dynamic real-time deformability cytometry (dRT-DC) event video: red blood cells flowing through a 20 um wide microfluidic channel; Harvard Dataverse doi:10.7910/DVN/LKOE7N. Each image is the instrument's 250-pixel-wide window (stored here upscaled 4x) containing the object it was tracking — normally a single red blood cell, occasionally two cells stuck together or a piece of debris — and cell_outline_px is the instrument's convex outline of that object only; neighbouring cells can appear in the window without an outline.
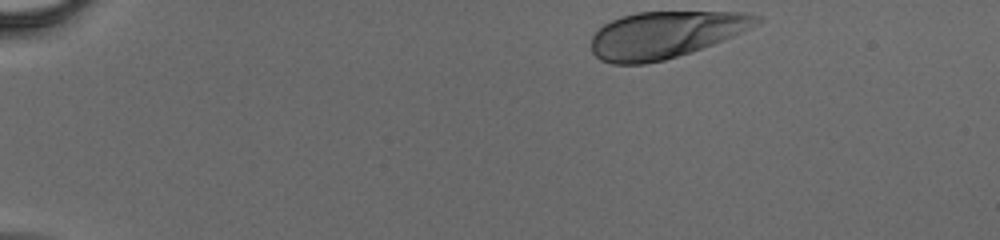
{"species": "human", "species_latin": "Homo sapiens", "temperature_condition": "cold", "stored_images_in_passage": 11, "camera_frame_rate_fps": 3000, "um_per_image_px": 0.085, "donor": {"sex": "male"}, "frame": {"image": 1, "passage_image": 1, "time_ms": 0.0, "image_size_px": [1000, 240], "cell_outline_px": [[764, 20], [732, 36], [692, 52], [664, 60], [644, 64], [612, 64], [600, 60], [592, 52], [592, 36], [604, 24], [620, 16], [636, 12], [744, 12], [760, 16]], "centroid_in_image_um": [56.52, 2.95], "position_along_channel_um": 28.5, "area_um2": 44.85}}
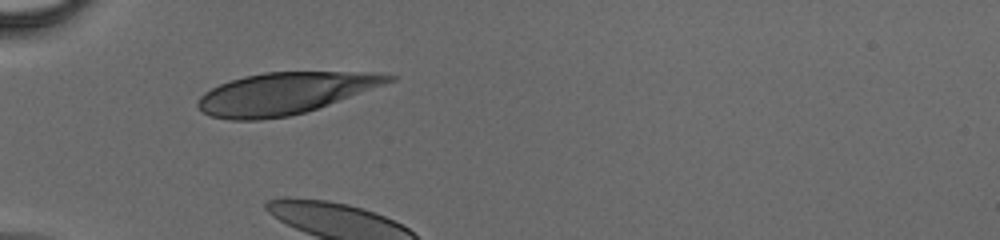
{"frame": {"image": 2, "passage_image": 9, "time_ms": 2.667, "image_size_px": [1000, 240], "cell_outline_px": [[396, 80], [328, 104], [304, 112], [288, 116], [260, 120], [232, 120], [212, 116], [204, 112], [196, 104], [200, 96], [204, 92], [220, 84], [244, 76], [264, 72], [372, 72], [396, 76]], "centroid_in_image_um": [24.19, 7.93], "position_along_channel_um": 60.8, "area_um2": 45.78}}